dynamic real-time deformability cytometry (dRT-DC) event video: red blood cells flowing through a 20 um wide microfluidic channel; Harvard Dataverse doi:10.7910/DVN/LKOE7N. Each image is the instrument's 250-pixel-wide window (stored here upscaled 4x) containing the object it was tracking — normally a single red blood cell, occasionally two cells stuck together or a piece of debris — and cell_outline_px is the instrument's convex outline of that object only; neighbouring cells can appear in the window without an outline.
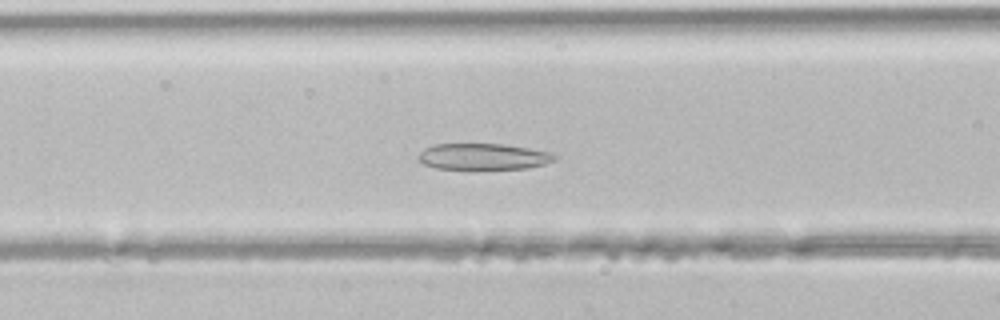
{"species": "common noctule bat (a hibernating species)", "species_latin": "Nyctalus noctula", "temperature_condition": "room temperature", "stored_images_in_passage": 43, "camera_frame_rate_fps": 3000, "um_per_image_px": 0.085, "animal": {"sex": "male", "body_mass_g": 21.5, "forearm_length_mm": 52.0}, "frame": {"image": 1, "passage_image": 17, "time_ms": 5.333, "image_size_px": [1000, 320], "cell_outline_px": [[560, 156], [556, 160], [544, 164], [528, 168], [436, 168], [424, 164], [416, 156], [424, 148], [436, 144], [504, 144], [552, 152]], "centroid_in_image_um": [41.13, 13.29], "position_along_channel_um": 125.5, "area_um2": 20.69}}
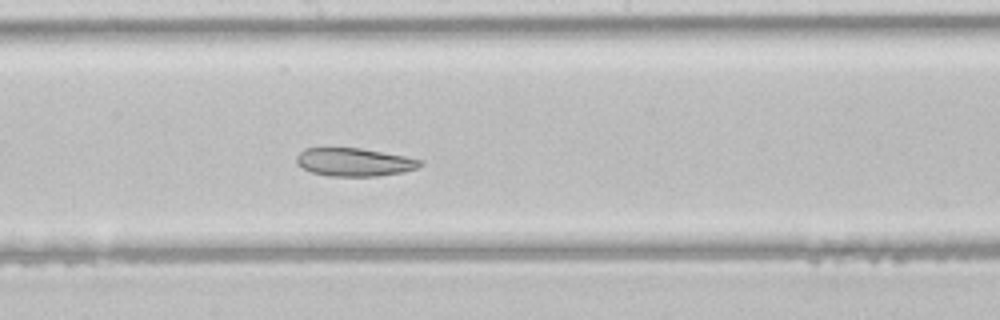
{"frame": {"image": 2, "passage_image": 23, "time_ms": 7.333, "image_size_px": [1000, 320], "cell_outline_px": [[424, 164], [416, 168], [404, 172], [376, 176], [328, 176], [312, 172], [296, 164], [296, 156], [304, 148], [360, 148], [404, 156], [424, 160]], "centroid_in_image_um": [30.12, 13.78], "position_along_channel_um": 218.1, "area_um2": 20.29}}
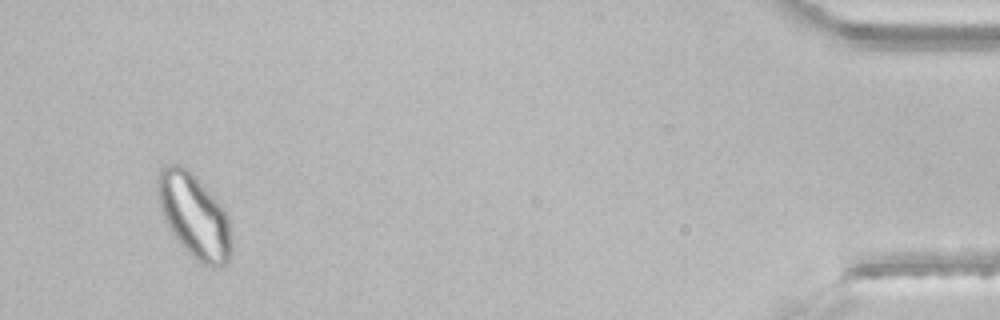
{"frame": {"image": 3, "passage_image": 41, "time_ms": 13.333, "image_size_px": [1000, 320], "cell_outline_px": [[232, 252], [228, 260], [220, 268], [212, 268], [200, 264], [180, 244], [164, 220], [160, 208], [156, 192], [156, 176], [160, 168], [172, 164], [184, 164], [196, 176], [220, 204], [228, 216], [232, 236]], "centroid_in_image_um": [16.5, 18.34], "position_along_channel_um": 418.7, "area_um2": 36.76}}